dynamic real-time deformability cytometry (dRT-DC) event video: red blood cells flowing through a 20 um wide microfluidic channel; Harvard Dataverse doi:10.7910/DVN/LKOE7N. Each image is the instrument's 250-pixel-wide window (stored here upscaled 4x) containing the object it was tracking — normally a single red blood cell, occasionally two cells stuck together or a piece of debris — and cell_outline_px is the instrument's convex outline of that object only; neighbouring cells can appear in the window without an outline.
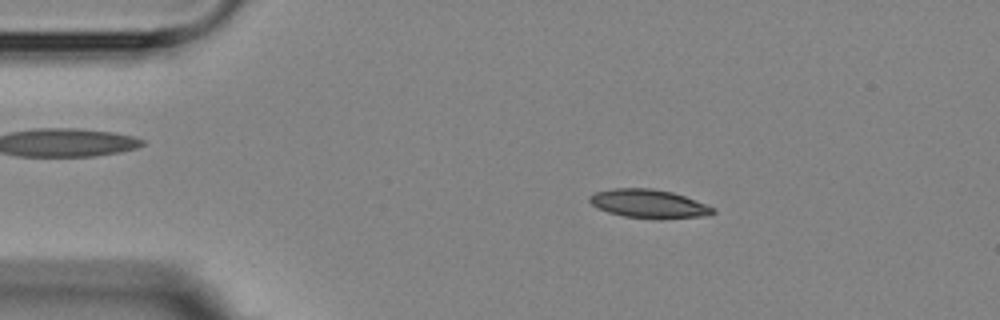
{"species": "Egyptian fruit bat (a non-hibernating species)", "species_latin": "Rousettus aegyptiacus", "temperature_condition": "room temperature", "stored_images_in_passage": 8, "camera_frame_rate_fps": 3000, "um_per_image_px": 0.085, "animal": {"sex": "female"}, "frame": {"image": 1, "passage_image": 1, "time_ms": 0.0, "image_size_px": [1000, 320], "cell_outline_px": [[716, 212], [708, 216], [660, 220], [624, 216], [608, 212], [596, 208], [588, 200], [588, 196], [596, 192], [612, 188], [652, 188], [672, 192], [684, 196], [716, 208]], "centroid_in_image_um": [55.16, 17.33], "position_along_channel_um": 29.8, "area_um2": 20.92}}
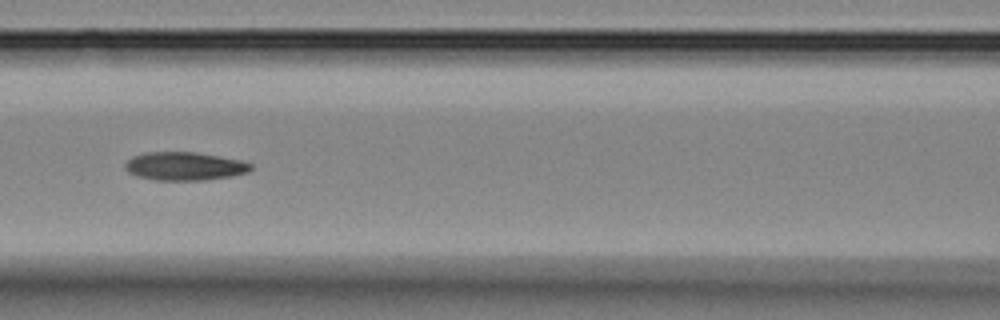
{"frame": {"image": 2, "passage_image": 5, "time_ms": 4.667, "image_size_px": [1000, 320], "cell_outline_px": [[252, 168], [248, 172], [232, 176], [204, 180], [156, 180], [136, 176], [128, 172], [124, 168], [124, 164], [132, 156], [144, 152], [196, 152], [240, 160], [252, 164]], "centroid_in_image_um": [15.66, 14.12], "position_along_channel_um": 150.9, "area_um2": 20.81}}
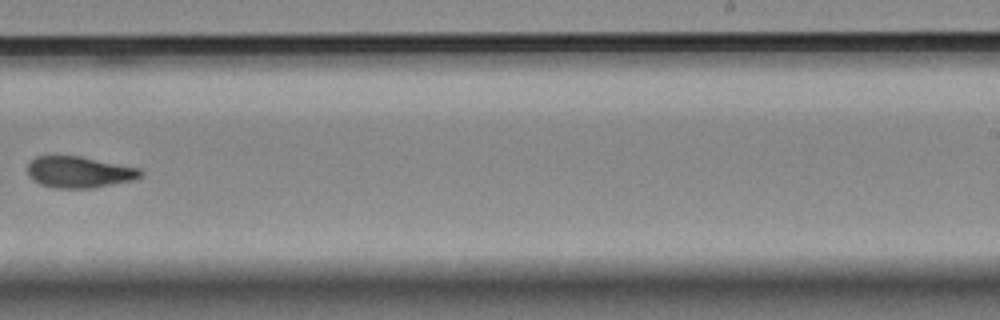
{"frame": {"image": 3, "passage_image": 8, "time_ms": 8.333, "image_size_px": [1000, 320], "cell_outline_px": [[144, 172], [140, 176], [132, 180], [92, 188], [52, 188], [40, 184], [32, 180], [28, 176], [28, 164], [36, 156], [80, 156], [140, 168]], "centroid_in_image_um": [6.71, 14.63], "position_along_channel_um": 282.3, "area_um2": 20.63}}